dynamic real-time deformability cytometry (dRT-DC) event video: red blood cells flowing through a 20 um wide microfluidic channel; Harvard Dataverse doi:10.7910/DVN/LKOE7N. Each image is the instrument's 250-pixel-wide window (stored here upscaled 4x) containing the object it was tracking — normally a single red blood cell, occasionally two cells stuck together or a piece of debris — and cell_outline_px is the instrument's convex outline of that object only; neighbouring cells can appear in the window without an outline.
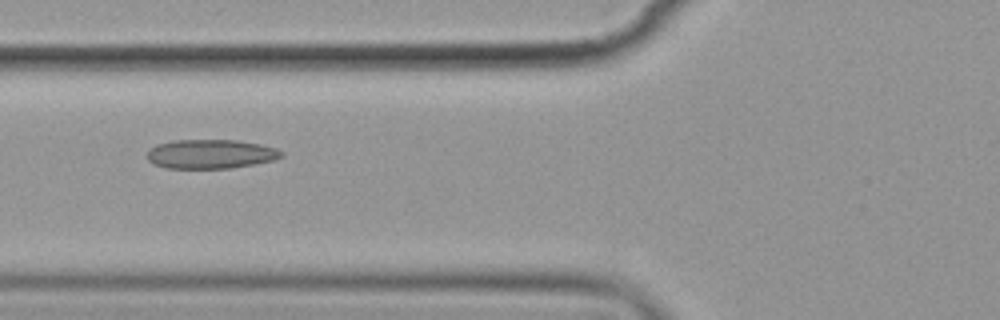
{"species": "common noctule bat (a hibernating species)", "species_latin": "Nyctalus noctula", "temperature_condition": "cold", "stored_images_in_passage": 8, "camera_frame_rate_fps": 3000, "um_per_image_px": 0.085, "animal": {"sex": "female", "body_mass_g": 19.9}, "frame": {"image": 1, "passage_image": 7, "time_ms": 7.333, "image_size_px": [1000, 320], "cell_outline_px": [[284, 156], [272, 160], [252, 164], [228, 168], [164, 168], [152, 164], [148, 160], [148, 148], [156, 144], [172, 140], [236, 140], [260, 144], [276, 148], [284, 152]], "centroid_in_image_um": [17.86, 13.08], "position_along_channel_um": 107.9, "area_um2": 22.89}}
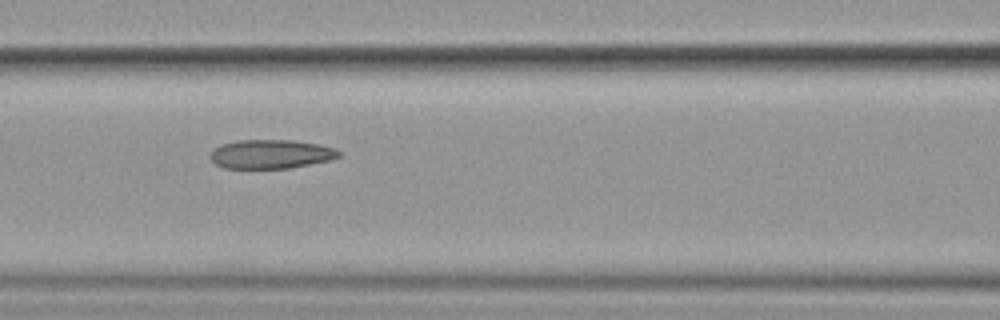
{"frame": {"image": 2, "passage_image": 8, "time_ms": 8.333, "image_size_px": [1000, 320], "cell_outline_px": [[340, 156], [332, 160], [288, 168], [224, 168], [216, 164], [208, 156], [220, 144], [236, 140], [292, 140], [316, 144], [332, 148], [340, 152]], "centroid_in_image_um": [23.0, 13.1], "position_along_channel_um": 143.6, "area_um2": 21.56}}